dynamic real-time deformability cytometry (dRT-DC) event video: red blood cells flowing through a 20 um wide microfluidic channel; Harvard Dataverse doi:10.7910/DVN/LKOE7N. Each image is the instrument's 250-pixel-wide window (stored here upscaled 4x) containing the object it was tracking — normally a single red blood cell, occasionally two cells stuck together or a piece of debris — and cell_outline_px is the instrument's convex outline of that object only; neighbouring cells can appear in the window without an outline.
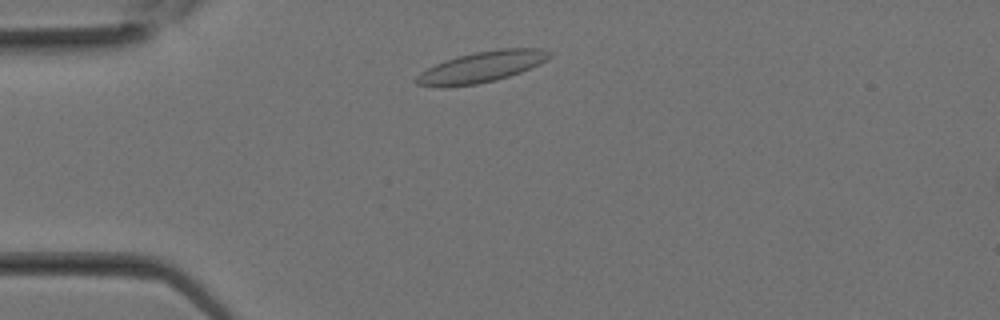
{"species": "Egyptian fruit bat (a non-hibernating species)", "species_latin": "Rousettus aegyptiacus", "temperature_condition": "room temperature", "stored_images_in_passage": 8, "camera_frame_rate_fps": 3000, "um_per_image_px": 0.085, "animal": {"sex": "female"}, "frame": {"image": 1, "passage_image": 3, "time_ms": 0.667, "image_size_px": [1000, 320], "cell_outline_px": [[552, 56], [520, 72], [496, 80], [476, 84], [444, 88], [440, 88], [416, 84], [412, 80], [420, 72], [444, 60], [456, 56], [476, 52], [500, 48], [544, 48], [552, 52]], "centroid_in_image_um": [40.87, 5.69], "position_along_channel_um": 44.1, "area_um2": 24.04}}
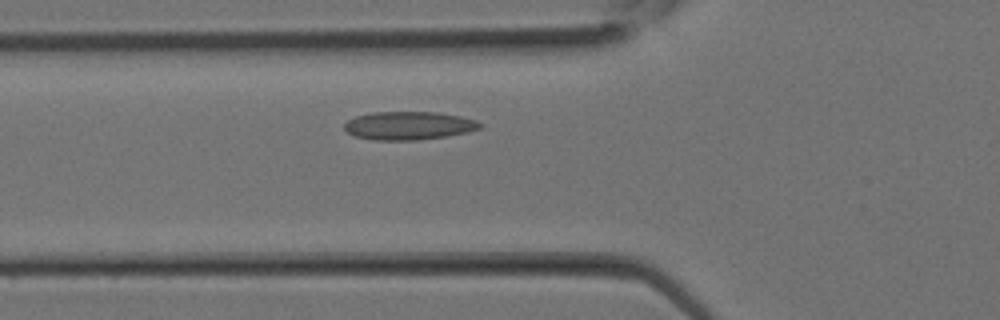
{"frame": {"image": 2, "passage_image": 6, "time_ms": 1.667, "image_size_px": [1000, 320], "cell_outline_px": [[484, 124], [480, 128], [468, 132], [444, 136], [416, 140], [372, 140], [356, 136], [348, 132], [344, 128], [344, 124], [348, 120], [356, 116], [368, 112], [440, 112], [460, 116], [476, 120]], "centroid_in_image_um": [34.75, 10.67], "position_along_channel_um": 91.1, "area_um2": 22.37}}
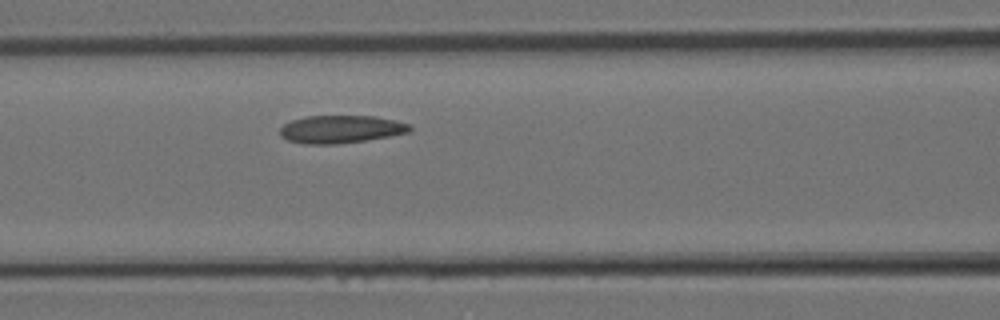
{"frame": {"image": 3, "passage_image": 8, "time_ms": 2.333, "image_size_px": [1000, 320], "cell_outline_px": [[412, 128], [408, 132], [388, 136], [364, 140], [336, 144], [304, 144], [288, 140], [280, 136], [280, 128], [284, 124], [292, 120], [304, 116], [376, 116], [396, 120], [412, 124]], "centroid_in_image_um": [28.96, 10.97], "position_along_channel_um": 137.6, "area_um2": 21.04}}